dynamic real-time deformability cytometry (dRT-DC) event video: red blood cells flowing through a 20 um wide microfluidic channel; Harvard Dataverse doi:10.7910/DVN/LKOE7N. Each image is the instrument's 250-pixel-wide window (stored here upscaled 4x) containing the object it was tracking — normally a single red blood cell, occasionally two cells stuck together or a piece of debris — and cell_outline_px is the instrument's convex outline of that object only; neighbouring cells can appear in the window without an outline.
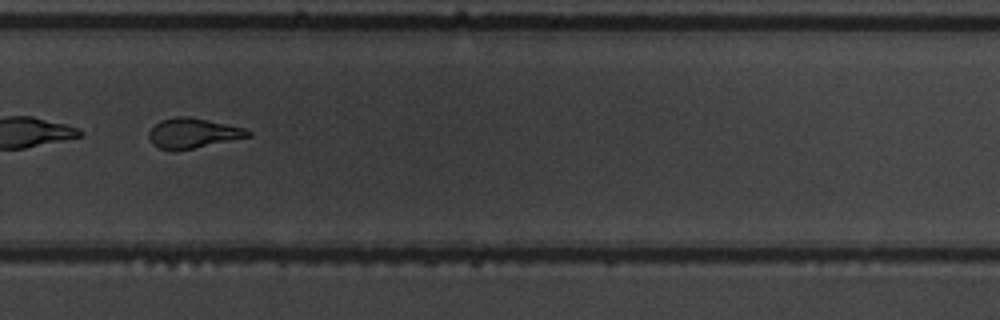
{"species": "common noctule bat (a hibernating species)", "species_latin": "Nyctalus noctula", "temperature_condition": "warm", "stored_images_in_passage": 37, "camera_frame_rate_fps": 3000, "um_per_image_px": 0.085, "animal": {"sex": "male", "body_mass_g": 19.5, "forearm_length_mm": 54.6}, "frame": {"image": 1, "passage_image": 27, "time_ms": 8.667, "image_size_px": [1000, 320], "cell_outline_px": [[252, 136], [176, 152], [172, 152], [160, 148], [152, 144], [148, 136], [148, 132], [160, 120], [176, 116], [188, 116], [228, 124], [244, 128], [252, 132]], "centroid_in_image_um": [16.38, 11.33], "position_along_channel_um": 313.4, "area_um2": 17.57}, "authors_computed_cell_mechanics": {"area_um2": 18.0914, "velocity_mm_per_s": 3.714, "shape_relaxation_time_tau1_ms": 9.7845, "shape_relaxation_time_tau2_ms": 2.0234, "deformation_change_tau1": 0.2845, "deformation_change_tau2": 0.1122}}